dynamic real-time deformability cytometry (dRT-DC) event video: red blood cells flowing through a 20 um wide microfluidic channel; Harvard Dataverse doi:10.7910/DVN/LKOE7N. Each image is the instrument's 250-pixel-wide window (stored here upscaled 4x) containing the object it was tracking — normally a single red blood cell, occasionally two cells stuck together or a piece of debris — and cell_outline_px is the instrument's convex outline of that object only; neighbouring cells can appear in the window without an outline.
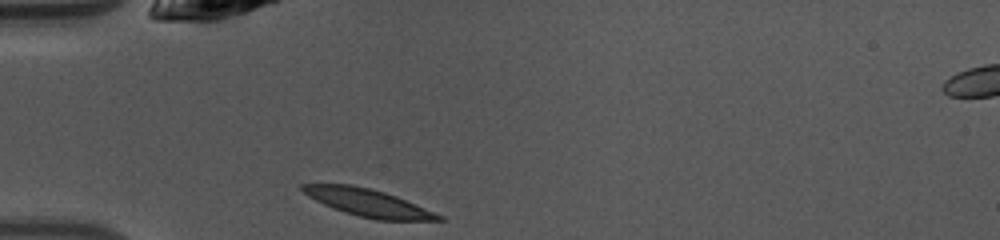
{"species": "common noctule bat (a hibernating species)", "species_latin": "Nyctalus noctula", "temperature_condition": "warm", "stored_images_in_passage": 35, "camera_frame_rate_fps": 3000, "um_per_image_px": 0.085, "animal": {"sex": "female", "body_mass_g": 10.0, "forearm_length_mm": 53.1}, "frame": {"image": 1, "passage_image": 1, "time_ms": 0.0, "image_size_px": [1000, 240], "cell_outline_px": [[444, 220], [376, 220], [344, 212], [332, 208], [308, 196], [300, 188], [300, 184], [352, 184], [384, 192], [396, 196], [444, 216]], "centroid_in_image_um": [31.27, 17.23], "position_along_channel_um": 53.7, "area_um2": 21.5}}
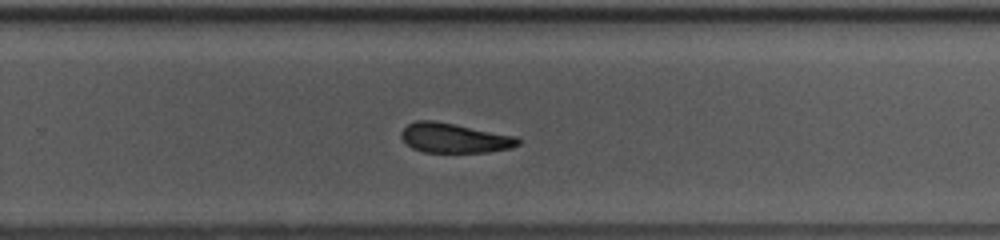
{"frame": {"image": 2, "passage_image": 19, "time_ms": 6.0, "image_size_px": [1000, 240], "cell_outline_px": [[520, 144], [512, 148], [488, 152], [424, 152], [412, 148], [400, 136], [400, 132], [408, 124], [416, 120], [436, 120], [516, 136], [520, 140]], "centroid_in_image_um": [38.63, 11.72], "position_along_channel_um": 291.2, "area_um2": 20.29}}
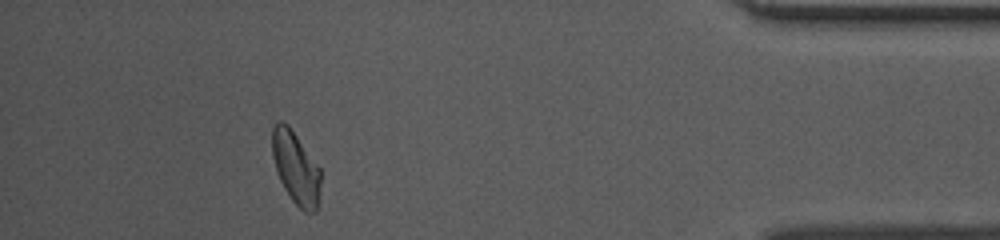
{"frame": {"image": 3, "passage_image": 31, "time_ms": 10.0, "image_size_px": [1000, 240], "cell_outline_px": [[320, 184], [316, 212], [304, 212], [292, 200], [284, 188], [276, 172], [272, 156], [272, 128], [276, 120], [280, 120], [288, 124], [320, 168]], "centroid_in_image_um": [25.11, 14.23], "position_along_channel_um": 410.1, "area_um2": 20.46}, "authors_computed_cell_mechanics": {"area_um2": 20.9814, "velocity_mm_per_s": 4.1141, "shape_relaxation_time_tau1_ms": 5.669, "shape_relaxation_time_tau2_ms": 4.6424, "deformation_change_tau1": 0.167, "deformation_change_tau2": 0.1392}}